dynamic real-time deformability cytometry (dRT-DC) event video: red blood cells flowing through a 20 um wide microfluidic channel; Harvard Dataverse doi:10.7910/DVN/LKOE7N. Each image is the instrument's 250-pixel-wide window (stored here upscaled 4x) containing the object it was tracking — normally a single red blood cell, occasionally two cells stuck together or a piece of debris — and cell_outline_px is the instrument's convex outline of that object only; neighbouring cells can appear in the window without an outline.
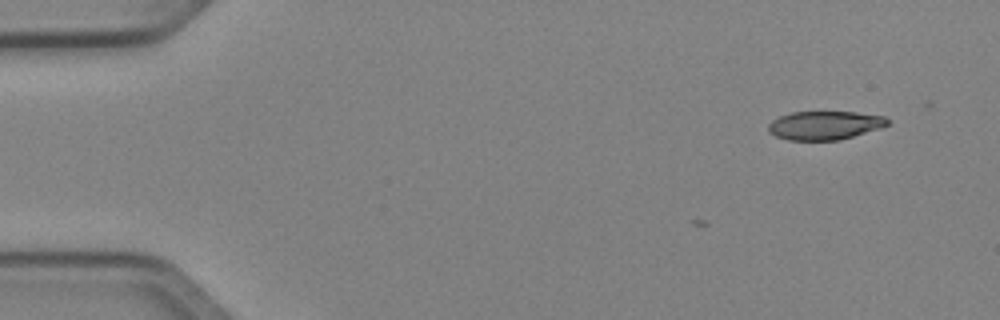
{"species": "Egyptian fruit bat (a non-hibernating species)", "species_latin": "Rousettus aegyptiacus", "temperature_condition": "cold", "stored_images_in_passage": 5, "camera_frame_rate_fps": 3000, "um_per_image_px": 0.085, "animal": {"sex": "female"}, "frame": {"image": 1, "passage_image": 1, "time_ms": 0.0, "image_size_px": [1000, 320], "cell_outline_px": [[888, 124], [880, 128], [840, 140], [788, 140], [776, 136], [768, 132], [768, 124], [772, 120], [780, 116], [792, 112], [856, 112], [884, 116], [888, 120]], "centroid_in_image_um": [70.08, 10.65], "position_along_channel_um": 14.9, "area_um2": 19.83}}